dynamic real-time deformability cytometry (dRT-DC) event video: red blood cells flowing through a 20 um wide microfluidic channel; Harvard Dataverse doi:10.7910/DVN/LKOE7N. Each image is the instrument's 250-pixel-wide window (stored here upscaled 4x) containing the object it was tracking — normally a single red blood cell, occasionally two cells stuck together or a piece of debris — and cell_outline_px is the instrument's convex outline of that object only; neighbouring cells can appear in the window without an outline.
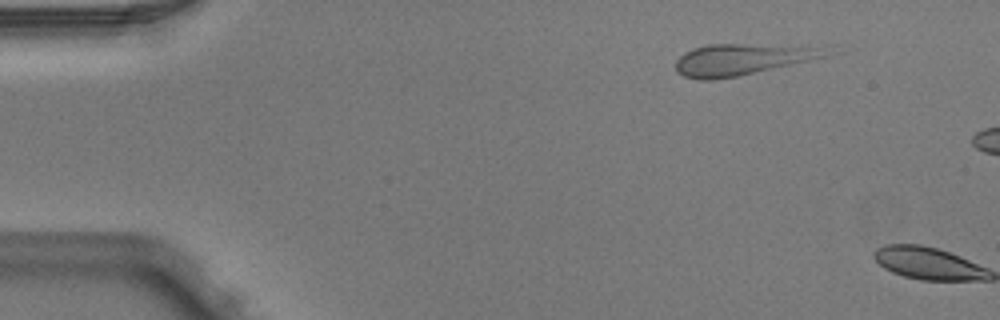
{"species": "Egyptian fruit bat (a non-hibernating species)", "species_latin": "Rousettus aegyptiacus", "temperature_condition": "warm", "stored_images_in_passage": 3, "camera_frame_rate_fps": 3000, "um_per_image_px": 0.085, "animal": {"sex": "male"}, "frame": {"image": 1, "passage_image": 2, "time_ms": 0.333, "image_size_px": [1000, 320], "cell_outline_px": [[844, 52], [736, 76], [712, 80], [700, 80], [684, 76], [676, 72], [676, 60], [684, 52], [692, 48], [708, 44], [836, 44]], "centroid_in_image_um": [63.39, 4.97], "position_along_channel_um": 21.6, "area_um2": 28.78}}